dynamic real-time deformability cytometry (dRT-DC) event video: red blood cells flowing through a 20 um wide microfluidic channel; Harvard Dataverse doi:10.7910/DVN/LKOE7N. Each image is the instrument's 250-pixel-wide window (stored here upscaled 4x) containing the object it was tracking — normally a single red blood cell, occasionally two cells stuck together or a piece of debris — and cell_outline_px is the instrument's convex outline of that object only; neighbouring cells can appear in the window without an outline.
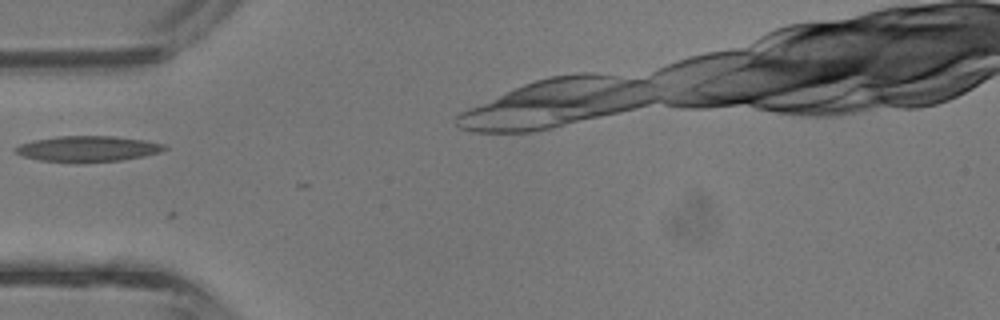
{"species": "common noctule bat (a hibernating species)", "species_latin": "Nyctalus noctula", "temperature_condition": "room temperature", "stored_images_in_passage": 2, "camera_frame_rate_fps": 3000, "um_per_image_px": 0.085, "animal": {"sex": "male", "body_mass_g": 13.3}, "frame": {"image": 1, "passage_image": 1, "time_ms": 0.0, "image_size_px": [1000, 320], "cell_outline_px": [[168, 148], [160, 152], [144, 156], [120, 160], [76, 164], [40, 160], [24, 156], [16, 152], [12, 148], [20, 144], [32, 140], [56, 136], [112, 136], [144, 140], [164, 144]], "centroid_in_image_um": [7.43, 12.66], "position_along_channel_um": 77.6, "area_um2": 22.66}}